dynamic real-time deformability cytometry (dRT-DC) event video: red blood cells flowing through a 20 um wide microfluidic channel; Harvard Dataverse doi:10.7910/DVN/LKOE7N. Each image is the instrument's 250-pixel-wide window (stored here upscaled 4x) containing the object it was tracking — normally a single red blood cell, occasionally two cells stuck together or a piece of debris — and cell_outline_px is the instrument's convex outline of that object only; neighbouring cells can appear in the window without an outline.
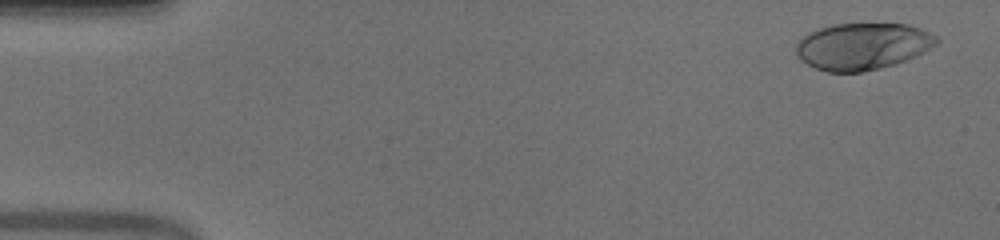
{"species": "human", "species_latin": "Homo sapiens", "temperature_condition": "warm", "stored_images_in_passage": 43, "camera_frame_rate_fps": 3000, "um_per_image_px": 0.085, "donor": {"sex": "male"}, "frame": {"image": 1, "passage_image": 2, "time_ms": 0.333, "image_size_px": [1000, 240], "cell_outline_px": [[940, 40], [936, 44], [916, 56], [892, 64], [860, 72], [828, 72], [816, 68], [808, 64], [796, 52], [796, 44], [804, 36], [820, 28], [832, 24], [908, 24], [920, 28], [936, 36]], "centroid_in_image_um": [73.33, 3.92], "position_along_channel_um": 11.7, "area_um2": 37.63}}
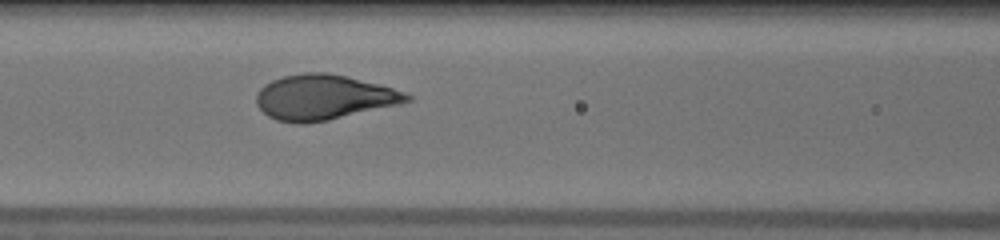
{"frame": {"image": 2, "passage_image": 22, "time_ms": 7.0, "image_size_px": [1000, 240], "cell_outline_px": [[412, 100], [328, 120], [304, 124], [300, 124], [276, 120], [268, 116], [256, 104], [256, 96], [260, 88], [264, 84], [272, 80], [284, 76], [304, 72], [324, 72], [344, 76], [392, 88], [404, 92], [412, 96]], "centroid_in_image_um": [27.44, 8.27], "position_along_channel_um": 139.2, "area_um2": 38.9}}
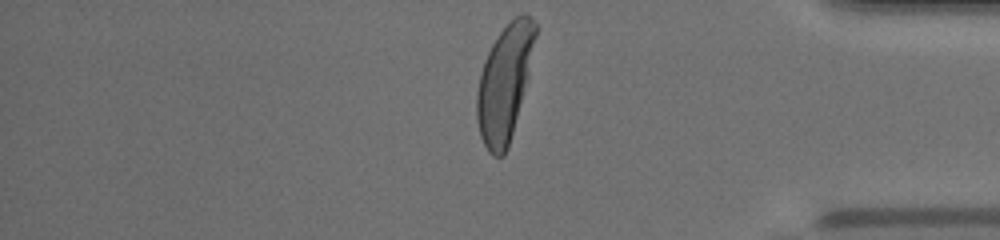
{"frame": {"image": 3, "passage_image": 43, "time_ms": 14.0, "image_size_px": [1000, 240], "cell_outline_px": [[540, 28], [528, 76], [508, 148], [504, 156], [492, 156], [488, 152], [480, 136], [476, 120], [476, 96], [480, 72], [484, 60], [492, 44], [500, 32], [520, 12], [524, 12]], "centroid_in_image_um": [42.9, 7.02], "position_along_channel_um": 392.3, "area_um2": 39.71}, "authors_computed_cell_mechanics": {"area_um2": 38.8994, "velocity_mm_per_s": 3.9511, "shape_relaxation_time_tau1_ms": 2.9238, "shape_relaxation_time_tau2_ms": null, "deformation_change_tau1": 0.2173, "deformation_change_tau2": null}}